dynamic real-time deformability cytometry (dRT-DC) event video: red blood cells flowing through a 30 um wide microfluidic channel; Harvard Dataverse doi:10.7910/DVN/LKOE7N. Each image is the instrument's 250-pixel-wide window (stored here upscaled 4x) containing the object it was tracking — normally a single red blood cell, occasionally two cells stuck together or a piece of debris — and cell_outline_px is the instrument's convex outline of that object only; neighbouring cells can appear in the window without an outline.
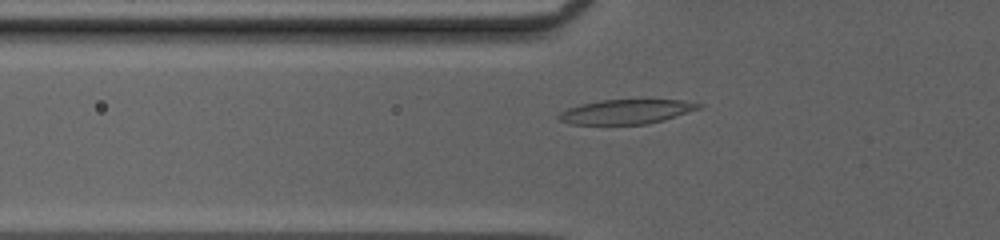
{"species": "common noctule bat (a hibernating species)", "species_latin": "Nyctalus noctula", "temperature_condition": "cold", "stored_images_in_passage": 45, "camera_frame_rate_fps": 3000, "um_per_image_px": 0.085, "animal": {"sex": "female", "body_mass_g": 20.0, "forearm_length_mm": 54.0}, "frame": {"image": 1, "passage_image": 13, "time_ms": 4.0, "image_size_px": [1000, 240], "cell_outline_px": [[704, 104], [700, 108], [664, 120], [648, 124], [568, 124], [560, 120], [556, 116], [560, 112], [568, 108], [580, 104], [600, 100], [680, 100]], "centroid_in_image_um": [53.2, 9.49], "position_along_channel_um": 72.6, "area_um2": 19.88}}
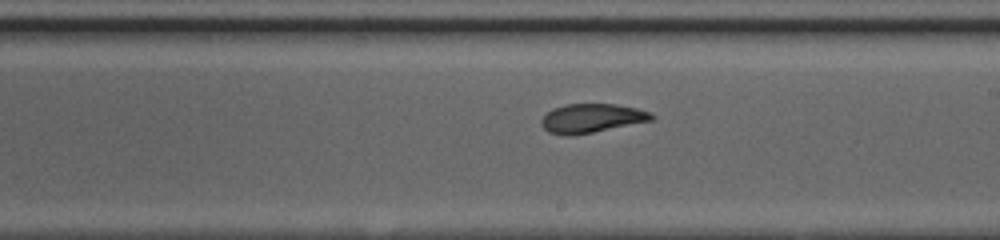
{"frame": {"image": 2, "passage_image": 25, "time_ms": 8.0, "image_size_px": [1000, 240], "cell_outline_px": [[656, 116], [652, 120], [592, 132], [568, 136], [564, 136], [548, 132], [540, 124], [540, 120], [552, 108], [564, 104], [616, 104], [636, 108], [652, 112]], "centroid_in_image_um": [50.27, 10.04], "position_along_channel_um": 238.7, "area_um2": 18.61}}
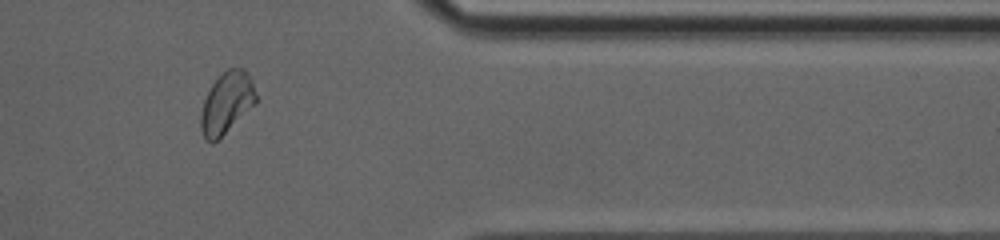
{"frame": {"image": 3, "passage_image": 37, "time_ms": 12.0, "image_size_px": [1000, 240], "cell_outline_px": [[256, 104], [212, 144], [204, 136], [200, 128], [200, 112], [204, 100], [212, 84], [228, 68], [244, 68], [252, 80], [256, 96]], "centroid_in_image_um": [19.26, 8.74], "position_along_channel_um": 392.1, "area_um2": 19.48}, "authors_computed_cell_mechanics": {"area_um2": 19.652, "velocity_mm_per_s": 4.1661, "shape_relaxation_time_tau1_ms": 3.0818, "shape_relaxation_time_tau2_ms": 1.7319, "deformation_change_tau1": 0.1471, "deformation_change_tau2": 0.0468}}